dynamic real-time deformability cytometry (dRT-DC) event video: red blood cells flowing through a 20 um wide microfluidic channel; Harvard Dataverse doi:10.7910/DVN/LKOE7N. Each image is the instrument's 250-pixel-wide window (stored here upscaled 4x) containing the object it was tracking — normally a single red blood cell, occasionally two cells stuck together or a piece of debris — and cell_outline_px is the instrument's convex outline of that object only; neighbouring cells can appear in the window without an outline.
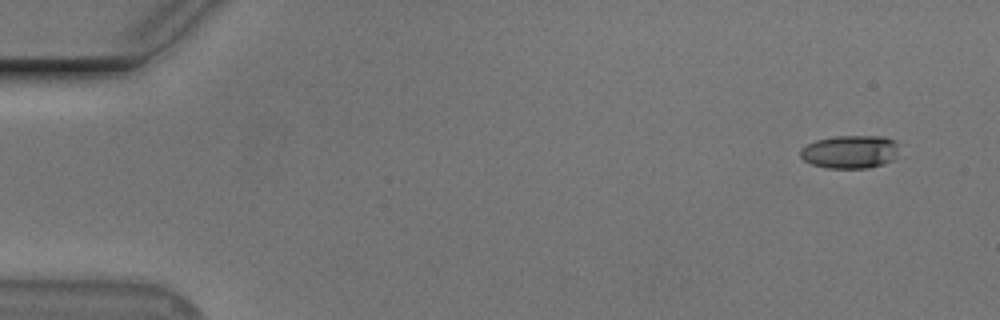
{"species": "Egyptian fruit bat (a non-hibernating species)", "species_latin": "Rousettus aegyptiacus", "temperature_condition": "cold", "stored_images_in_passage": 6, "camera_frame_rate_fps": 3000, "um_per_image_px": 0.085, "animal": {"sex": "male"}, "frame": {"image": 1, "passage_image": 1, "time_ms": 0.0, "image_size_px": [1000, 320], "cell_outline_px": [[896, 152], [892, 160], [868, 168], [828, 168], [812, 164], [804, 160], [800, 156], [800, 148], [816, 140], [836, 136], [884, 136], [896, 140]], "centroid_in_image_um": [72.22, 12.89], "position_along_channel_um": 12.8, "area_um2": 18.9}}
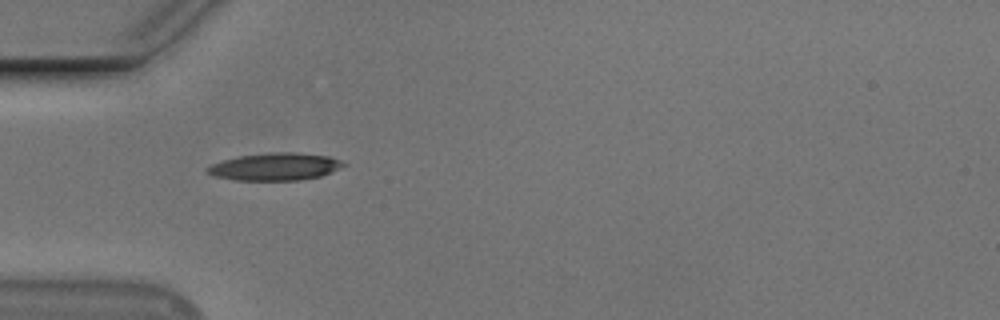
{"frame": {"image": 2, "passage_image": 5, "time_ms": 4.667, "image_size_px": [1000, 320], "cell_outline_px": [[348, 164], [320, 176], [300, 180], [236, 180], [216, 176], [208, 172], [204, 168], [212, 164], [224, 160], [240, 156], [272, 152], [296, 152], [328, 156], [340, 160]], "centroid_in_image_um": [23.4, 14.16], "position_along_channel_um": 61.6, "area_um2": 21.5}}
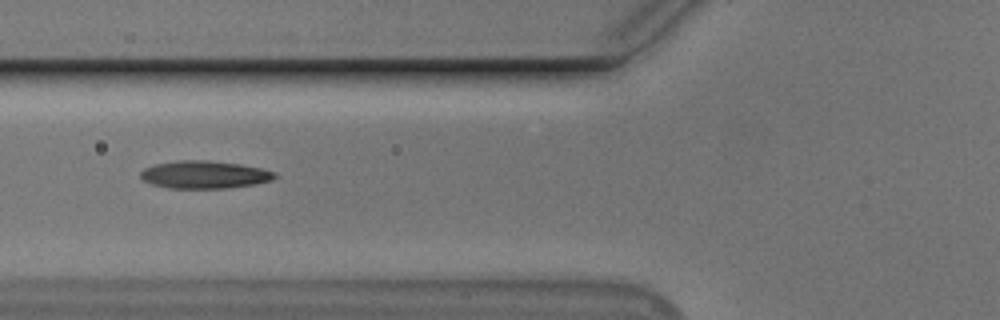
{"frame": {"image": 3, "passage_image": 6, "time_ms": 6.0, "image_size_px": [1000, 320], "cell_outline_px": [[276, 176], [272, 180], [256, 184], [228, 188], [168, 188], [152, 184], [144, 180], [140, 176], [140, 172], [144, 168], [156, 164], [180, 160], [208, 160], [240, 164], [260, 168], [276, 172]], "centroid_in_image_um": [17.39, 14.84], "position_along_channel_um": 108.4, "area_um2": 21.62}}